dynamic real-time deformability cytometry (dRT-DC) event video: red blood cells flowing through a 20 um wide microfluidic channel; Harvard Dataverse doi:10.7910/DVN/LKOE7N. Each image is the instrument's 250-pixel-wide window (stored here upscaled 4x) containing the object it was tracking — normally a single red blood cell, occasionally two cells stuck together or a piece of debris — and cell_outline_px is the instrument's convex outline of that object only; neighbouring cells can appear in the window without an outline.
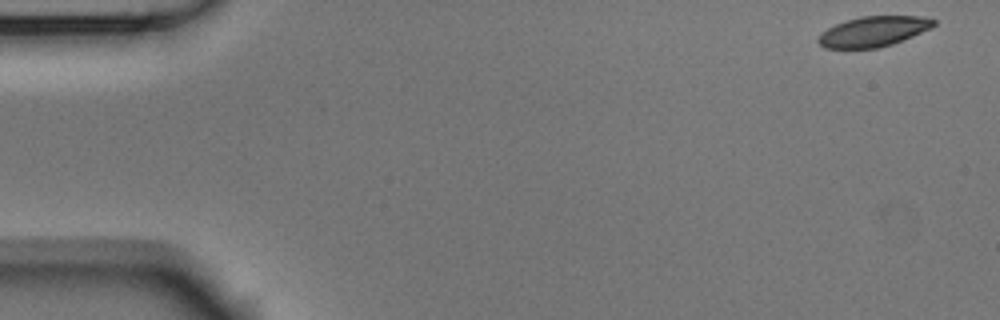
{"species": "Egyptian fruit bat (a non-hibernating species)", "species_latin": "Rousettus aegyptiacus", "temperature_condition": "room temperature", "stored_images_in_passage": 53, "camera_frame_rate_fps": 3000, "um_per_image_px": 0.085, "animal": {"sex": "male"}, "frame": {"image": 1, "passage_image": 1, "time_ms": 0.0, "image_size_px": [1000, 320], "cell_outline_px": [[936, 24], [932, 28], [904, 40], [892, 44], [876, 48], [824, 48], [816, 40], [820, 32], [836, 24], [860, 16], [920, 16], [936, 20]], "centroid_in_image_um": [74.25, 2.67], "position_along_channel_um": 10.8, "area_um2": 20.4}}
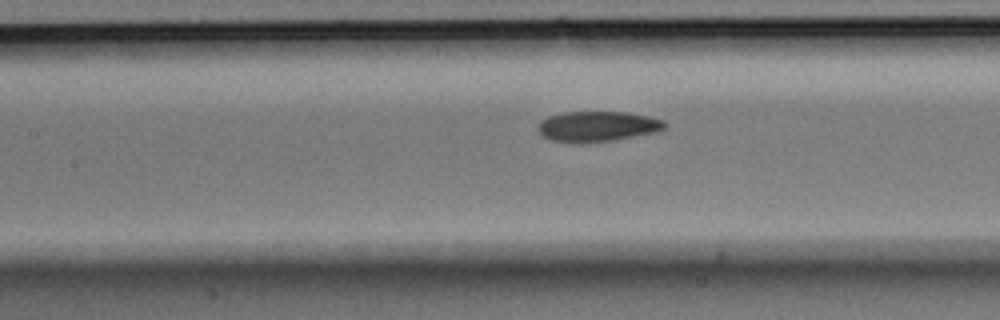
{"frame": {"image": 2, "passage_image": 23, "time_ms": 7.333, "image_size_px": [1000, 320], "cell_outline_px": [[668, 124], [664, 128], [656, 132], [616, 140], [588, 144], [576, 144], [552, 140], [540, 136], [536, 128], [540, 120], [548, 116], [564, 112], [628, 112], [648, 116], [664, 120]], "centroid_in_image_um": [50.74, 10.76], "position_along_channel_um": 156.7, "area_um2": 23.06}}
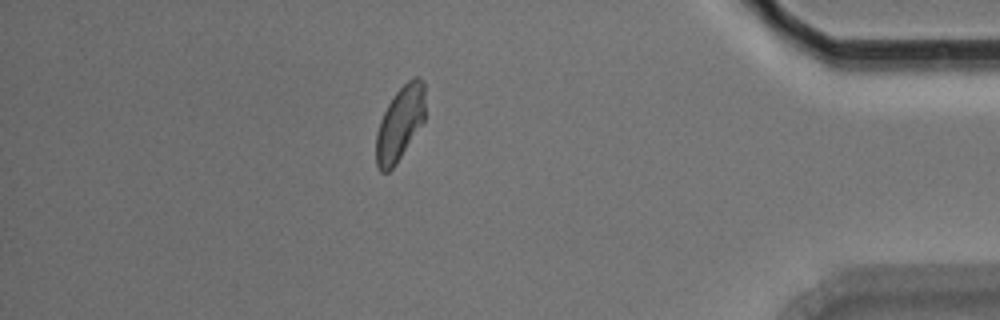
{"frame": {"image": 3, "passage_image": 46, "time_ms": 15.0, "image_size_px": [1000, 320], "cell_outline_px": [[424, 120], [396, 164], [388, 172], [380, 172], [376, 164], [376, 132], [380, 120], [388, 104], [396, 92], [412, 76], [420, 76], [424, 80]], "centroid_in_image_um": [33.99, 10.48], "position_along_channel_um": 401.2, "area_um2": 21.1}, "authors_computed_cell_mechanics": {"area_um2": 22.0796, "velocity_mm_per_s": 3.7123, "shape_relaxation_time_tau1_ms": 5.2464, "shape_relaxation_time_tau2_ms": 3.7393, "deformation_change_tau1": 0.1319, "deformation_change_tau2": 0.0788}}